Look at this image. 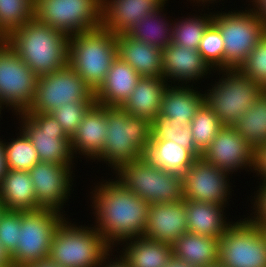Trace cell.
<instances>
[{
  "label": "cell",
  "mask_w": 266,
  "mask_h": 267,
  "mask_svg": "<svg viewBox=\"0 0 266 267\" xmlns=\"http://www.w3.org/2000/svg\"><path fill=\"white\" fill-rule=\"evenodd\" d=\"M4 142L0 140V183L2 182L3 176L7 171Z\"/></svg>",
  "instance_id": "obj_47"
},
{
  "label": "cell",
  "mask_w": 266,
  "mask_h": 267,
  "mask_svg": "<svg viewBox=\"0 0 266 267\" xmlns=\"http://www.w3.org/2000/svg\"><path fill=\"white\" fill-rule=\"evenodd\" d=\"M213 22V14L189 17L180 20L172 27V43L188 49H198L207 27Z\"/></svg>",
  "instance_id": "obj_36"
},
{
  "label": "cell",
  "mask_w": 266,
  "mask_h": 267,
  "mask_svg": "<svg viewBox=\"0 0 266 267\" xmlns=\"http://www.w3.org/2000/svg\"><path fill=\"white\" fill-rule=\"evenodd\" d=\"M68 224L65 219L57 228L48 258L62 267H100L112 246L95 226Z\"/></svg>",
  "instance_id": "obj_5"
},
{
  "label": "cell",
  "mask_w": 266,
  "mask_h": 267,
  "mask_svg": "<svg viewBox=\"0 0 266 267\" xmlns=\"http://www.w3.org/2000/svg\"><path fill=\"white\" fill-rule=\"evenodd\" d=\"M212 23L224 41V69H238L266 34V26L253 8L214 14Z\"/></svg>",
  "instance_id": "obj_8"
},
{
  "label": "cell",
  "mask_w": 266,
  "mask_h": 267,
  "mask_svg": "<svg viewBox=\"0 0 266 267\" xmlns=\"http://www.w3.org/2000/svg\"><path fill=\"white\" fill-rule=\"evenodd\" d=\"M228 173L197 158L182 175L183 199L226 206L228 195H231Z\"/></svg>",
  "instance_id": "obj_15"
},
{
  "label": "cell",
  "mask_w": 266,
  "mask_h": 267,
  "mask_svg": "<svg viewBox=\"0 0 266 267\" xmlns=\"http://www.w3.org/2000/svg\"><path fill=\"white\" fill-rule=\"evenodd\" d=\"M34 17L73 36L102 27V0H35Z\"/></svg>",
  "instance_id": "obj_9"
},
{
  "label": "cell",
  "mask_w": 266,
  "mask_h": 267,
  "mask_svg": "<svg viewBox=\"0 0 266 267\" xmlns=\"http://www.w3.org/2000/svg\"><path fill=\"white\" fill-rule=\"evenodd\" d=\"M254 148L233 126L224 125L201 154V158L224 171L233 173L254 167Z\"/></svg>",
  "instance_id": "obj_16"
},
{
  "label": "cell",
  "mask_w": 266,
  "mask_h": 267,
  "mask_svg": "<svg viewBox=\"0 0 266 267\" xmlns=\"http://www.w3.org/2000/svg\"><path fill=\"white\" fill-rule=\"evenodd\" d=\"M71 166L39 161L31 170L30 177L37 199L42 209L62 211L71 188Z\"/></svg>",
  "instance_id": "obj_17"
},
{
  "label": "cell",
  "mask_w": 266,
  "mask_h": 267,
  "mask_svg": "<svg viewBox=\"0 0 266 267\" xmlns=\"http://www.w3.org/2000/svg\"><path fill=\"white\" fill-rule=\"evenodd\" d=\"M69 38L34 17L5 40L33 72L42 76L68 65Z\"/></svg>",
  "instance_id": "obj_2"
},
{
  "label": "cell",
  "mask_w": 266,
  "mask_h": 267,
  "mask_svg": "<svg viewBox=\"0 0 266 267\" xmlns=\"http://www.w3.org/2000/svg\"><path fill=\"white\" fill-rule=\"evenodd\" d=\"M204 103V94L185 86L168 85L162 96L158 116L174 119V122H187L189 125L196 112Z\"/></svg>",
  "instance_id": "obj_27"
},
{
  "label": "cell",
  "mask_w": 266,
  "mask_h": 267,
  "mask_svg": "<svg viewBox=\"0 0 266 267\" xmlns=\"http://www.w3.org/2000/svg\"><path fill=\"white\" fill-rule=\"evenodd\" d=\"M117 58L116 34L103 27L70 36L68 65L96 91Z\"/></svg>",
  "instance_id": "obj_4"
},
{
  "label": "cell",
  "mask_w": 266,
  "mask_h": 267,
  "mask_svg": "<svg viewBox=\"0 0 266 267\" xmlns=\"http://www.w3.org/2000/svg\"><path fill=\"white\" fill-rule=\"evenodd\" d=\"M198 51L211 68L224 69V41L213 23L205 30Z\"/></svg>",
  "instance_id": "obj_38"
},
{
  "label": "cell",
  "mask_w": 266,
  "mask_h": 267,
  "mask_svg": "<svg viewBox=\"0 0 266 267\" xmlns=\"http://www.w3.org/2000/svg\"><path fill=\"white\" fill-rule=\"evenodd\" d=\"M162 65L163 78L166 82L173 78V81H183L186 86L191 80L200 79L211 71L209 69H213L203 59L198 49H188L173 43L162 50Z\"/></svg>",
  "instance_id": "obj_20"
},
{
  "label": "cell",
  "mask_w": 266,
  "mask_h": 267,
  "mask_svg": "<svg viewBox=\"0 0 266 267\" xmlns=\"http://www.w3.org/2000/svg\"><path fill=\"white\" fill-rule=\"evenodd\" d=\"M167 0H102V27L124 34L148 15L161 10Z\"/></svg>",
  "instance_id": "obj_19"
},
{
  "label": "cell",
  "mask_w": 266,
  "mask_h": 267,
  "mask_svg": "<svg viewBox=\"0 0 266 267\" xmlns=\"http://www.w3.org/2000/svg\"><path fill=\"white\" fill-rule=\"evenodd\" d=\"M5 209H4V205H3V203L1 202V200H0V215H1V213L4 211Z\"/></svg>",
  "instance_id": "obj_51"
},
{
  "label": "cell",
  "mask_w": 266,
  "mask_h": 267,
  "mask_svg": "<svg viewBox=\"0 0 266 267\" xmlns=\"http://www.w3.org/2000/svg\"><path fill=\"white\" fill-rule=\"evenodd\" d=\"M143 157L152 166L181 176L196 160L187 149L166 139H150Z\"/></svg>",
  "instance_id": "obj_28"
},
{
  "label": "cell",
  "mask_w": 266,
  "mask_h": 267,
  "mask_svg": "<svg viewBox=\"0 0 266 267\" xmlns=\"http://www.w3.org/2000/svg\"><path fill=\"white\" fill-rule=\"evenodd\" d=\"M127 241H130L128 244ZM122 257L130 267H165L173 255L172 245L154 241L144 236L126 240Z\"/></svg>",
  "instance_id": "obj_30"
},
{
  "label": "cell",
  "mask_w": 266,
  "mask_h": 267,
  "mask_svg": "<svg viewBox=\"0 0 266 267\" xmlns=\"http://www.w3.org/2000/svg\"><path fill=\"white\" fill-rule=\"evenodd\" d=\"M167 87L168 83L163 77L141 76L121 108L131 116L144 117L152 122L159 115L162 96Z\"/></svg>",
  "instance_id": "obj_24"
},
{
  "label": "cell",
  "mask_w": 266,
  "mask_h": 267,
  "mask_svg": "<svg viewBox=\"0 0 266 267\" xmlns=\"http://www.w3.org/2000/svg\"><path fill=\"white\" fill-rule=\"evenodd\" d=\"M253 4L256 8H253V10L266 26V0H256Z\"/></svg>",
  "instance_id": "obj_44"
},
{
  "label": "cell",
  "mask_w": 266,
  "mask_h": 267,
  "mask_svg": "<svg viewBox=\"0 0 266 267\" xmlns=\"http://www.w3.org/2000/svg\"><path fill=\"white\" fill-rule=\"evenodd\" d=\"M162 10L163 9L148 15L138 24H135L131 29H129L126 34L135 40L145 42L163 50L172 43L173 25L171 23L169 25L168 21L161 18L163 17L160 13L163 12Z\"/></svg>",
  "instance_id": "obj_32"
},
{
  "label": "cell",
  "mask_w": 266,
  "mask_h": 267,
  "mask_svg": "<svg viewBox=\"0 0 266 267\" xmlns=\"http://www.w3.org/2000/svg\"><path fill=\"white\" fill-rule=\"evenodd\" d=\"M224 207L226 206L186 200L188 232L211 238H221L232 223L225 221Z\"/></svg>",
  "instance_id": "obj_26"
},
{
  "label": "cell",
  "mask_w": 266,
  "mask_h": 267,
  "mask_svg": "<svg viewBox=\"0 0 266 267\" xmlns=\"http://www.w3.org/2000/svg\"><path fill=\"white\" fill-rule=\"evenodd\" d=\"M197 1V3H199V2H202V4L203 3H208V1H209V3H210V1H214V0H196ZM216 1V0H215Z\"/></svg>",
  "instance_id": "obj_52"
},
{
  "label": "cell",
  "mask_w": 266,
  "mask_h": 267,
  "mask_svg": "<svg viewBox=\"0 0 266 267\" xmlns=\"http://www.w3.org/2000/svg\"><path fill=\"white\" fill-rule=\"evenodd\" d=\"M22 225V211L4 210L0 215V244L11 256L19 243V230Z\"/></svg>",
  "instance_id": "obj_40"
},
{
  "label": "cell",
  "mask_w": 266,
  "mask_h": 267,
  "mask_svg": "<svg viewBox=\"0 0 266 267\" xmlns=\"http://www.w3.org/2000/svg\"><path fill=\"white\" fill-rule=\"evenodd\" d=\"M64 220L61 212L53 209L22 211L19 243L10 256L12 267H22L48 258L54 234Z\"/></svg>",
  "instance_id": "obj_10"
},
{
  "label": "cell",
  "mask_w": 266,
  "mask_h": 267,
  "mask_svg": "<svg viewBox=\"0 0 266 267\" xmlns=\"http://www.w3.org/2000/svg\"><path fill=\"white\" fill-rule=\"evenodd\" d=\"M262 228H263L264 233L266 234V227H262Z\"/></svg>",
  "instance_id": "obj_53"
},
{
  "label": "cell",
  "mask_w": 266,
  "mask_h": 267,
  "mask_svg": "<svg viewBox=\"0 0 266 267\" xmlns=\"http://www.w3.org/2000/svg\"><path fill=\"white\" fill-rule=\"evenodd\" d=\"M38 75L6 42L0 41V108L6 105L25 113L31 106L37 88ZM18 112V113H17Z\"/></svg>",
  "instance_id": "obj_12"
},
{
  "label": "cell",
  "mask_w": 266,
  "mask_h": 267,
  "mask_svg": "<svg viewBox=\"0 0 266 267\" xmlns=\"http://www.w3.org/2000/svg\"><path fill=\"white\" fill-rule=\"evenodd\" d=\"M0 267H12L10 256L5 252L0 244Z\"/></svg>",
  "instance_id": "obj_49"
},
{
  "label": "cell",
  "mask_w": 266,
  "mask_h": 267,
  "mask_svg": "<svg viewBox=\"0 0 266 267\" xmlns=\"http://www.w3.org/2000/svg\"><path fill=\"white\" fill-rule=\"evenodd\" d=\"M19 116L24 123L20 129L30 139L40 161L72 167L74 156L70 138L50 113L25 112Z\"/></svg>",
  "instance_id": "obj_14"
},
{
  "label": "cell",
  "mask_w": 266,
  "mask_h": 267,
  "mask_svg": "<svg viewBox=\"0 0 266 267\" xmlns=\"http://www.w3.org/2000/svg\"><path fill=\"white\" fill-rule=\"evenodd\" d=\"M219 243L220 238L186 232L172 244V252L181 260L204 267L218 262Z\"/></svg>",
  "instance_id": "obj_29"
},
{
  "label": "cell",
  "mask_w": 266,
  "mask_h": 267,
  "mask_svg": "<svg viewBox=\"0 0 266 267\" xmlns=\"http://www.w3.org/2000/svg\"><path fill=\"white\" fill-rule=\"evenodd\" d=\"M253 170L257 171L258 176L260 174L261 184H266V144L255 149Z\"/></svg>",
  "instance_id": "obj_43"
},
{
  "label": "cell",
  "mask_w": 266,
  "mask_h": 267,
  "mask_svg": "<svg viewBox=\"0 0 266 267\" xmlns=\"http://www.w3.org/2000/svg\"><path fill=\"white\" fill-rule=\"evenodd\" d=\"M22 267H62V266H60L57 263L53 262L49 258H46L43 261L26 264V265H24Z\"/></svg>",
  "instance_id": "obj_48"
},
{
  "label": "cell",
  "mask_w": 266,
  "mask_h": 267,
  "mask_svg": "<svg viewBox=\"0 0 266 267\" xmlns=\"http://www.w3.org/2000/svg\"><path fill=\"white\" fill-rule=\"evenodd\" d=\"M117 56L140 76L163 77L162 49L140 42L126 33L116 34Z\"/></svg>",
  "instance_id": "obj_23"
},
{
  "label": "cell",
  "mask_w": 266,
  "mask_h": 267,
  "mask_svg": "<svg viewBox=\"0 0 266 267\" xmlns=\"http://www.w3.org/2000/svg\"><path fill=\"white\" fill-rule=\"evenodd\" d=\"M225 267H266V234L249 218L232 223L222 234L219 260Z\"/></svg>",
  "instance_id": "obj_11"
},
{
  "label": "cell",
  "mask_w": 266,
  "mask_h": 267,
  "mask_svg": "<svg viewBox=\"0 0 266 267\" xmlns=\"http://www.w3.org/2000/svg\"><path fill=\"white\" fill-rule=\"evenodd\" d=\"M106 135V107L95 103L70 138L73 156L78 151L90 159H96L104 149Z\"/></svg>",
  "instance_id": "obj_21"
},
{
  "label": "cell",
  "mask_w": 266,
  "mask_h": 267,
  "mask_svg": "<svg viewBox=\"0 0 266 267\" xmlns=\"http://www.w3.org/2000/svg\"><path fill=\"white\" fill-rule=\"evenodd\" d=\"M204 267H225V266L218 261V262H216L214 264H210V265L204 266Z\"/></svg>",
  "instance_id": "obj_50"
},
{
  "label": "cell",
  "mask_w": 266,
  "mask_h": 267,
  "mask_svg": "<svg viewBox=\"0 0 266 267\" xmlns=\"http://www.w3.org/2000/svg\"><path fill=\"white\" fill-rule=\"evenodd\" d=\"M4 150L8 170L29 171L40 161L36 149L23 131L12 142H5Z\"/></svg>",
  "instance_id": "obj_37"
},
{
  "label": "cell",
  "mask_w": 266,
  "mask_h": 267,
  "mask_svg": "<svg viewBox=\"0 0 266 267\" xmlns=\"http://www.w3.org/2000/svg\"><path fill=\"white\" fill-rule=\"evenodd\" d=\"M0 200L6 210L36 211L37 204L33 182L28 171L7 170L0 183Z\"/></svg>",
  "instance_id": "obj_25"
},
{
  "label": "cell",
  "mask_w": 266,
  "mask_h": 267,
  "mask_svg": "<svg viewBox=\"0 0 266 267\" xmlns=\"http://www.w3.org/2000/svg\"><path fill=\"white\" fill-rule=\"evenodd\" d=\"M172 140L187 149L196 159L201 157V153L196 149L192 131L187 122L177 123L174 119L157 116L151 122V138Z\"/></svg>",
  "instance_id": "obj_33"
},
{
  "label": "cell",
  "mask_w": 266,
  "mask_h": 267,
  "mask_svg": "<svg viewBox=\"0 0 266 267\" xmlns=\"http://www.w3.org/2000/svg\"><path fill=\"white\" fill-rule=\"evenodd\" d=\"M189 126L192 131L195 147L202 154L224 125L204 102Z\"/></svg>",
  "instance_id": "obj_35"
},
{
  "label": "cell",
  "mask_w": 266,
  "mask_h": 267,
  "mask_svg": "<svg viewBox=\"0 0 266 267\" xmlns=\"http://www.w3.org/2000/svg\"><path fill=\"white\" fill-rule=\"evenodd\" d=\"M226 77L204 94V102L223 125L232 126L244 115L265 91L239 69H220ZM210 91V92H209Z\"/></svg>",
  "instance_id": "obj_6"
},
{
  "label": "cell",
  "mask_w": 266,
  "mask_h": 267,
  "mask_svg": "<svg viewBox=\"0 0 266 267\" xmlns=\"http://www.w3.org/2000/svg\"><path fill=\"white\" fill-rule=\"evenodd\" d=\"M107 256H110V254L108 253L104 258H103V262L102 264H100V267H130V265L127 263V261L122 257V256H119V259L117 261H109L108 259L110 257H107ZM106 259L108 260V264L106 262ZM110 262V263H109ZM106 263V265H105ZM105 265V266H104Z\"/></svg>",
  "instance_id": "obj_45"
},
{
  "label": "cell",
  "mask_w": 266,
  "mask_h": 267,
  "mask_svg": "<svg viewBox=\"0 0 266 267\" xmlns=\"http://www.w3.org/2000/svg\"><path fill=\"white\" fill-rule=\"evenodd\" d=\"M118 181L149 204L183 199L182 176L152 166L144 157L122 165Z\"/></svg>",
  "instance_id": "obj_7"
},
{
  "label": "cell",
  "mask_w": 266,
  "mask_h": 267,
  "mask_svg": "<svg viewBox=\"0 0 266 267\" xmlns=\"http://www.w3.org/2000/svg\"><path fill=\"white\" fill-rule=\"evenodd\" d=\"M141 76L118 56L113 61L104 82L95 91L96 104L121 107L135 89Z\"/></svg>",
  "instance_id": "obj_22"
},
{
  "label": "cell",
  "mask_w": 266,
  "mask_h": 267,
  "mask_svg": "<svg viewBox=\"0 0 266 267\" xmlns=\"http://www.w3.org/2000/svg\"><path fill=\"white\" fill-rule=\"evenodd\" d=\"M95 101V91L69 65L39 76L35 98L26 112L51 113L65 102Z\"/></svg>",
  "instance_id": "obj_13"
},
{
  "label": "cell",
  "mask_w": 266,
  "mask_h": 267,
  "mask_svg": "<svg viewBox=\"0 0 266 267\" xmlns=\"http://www.w3.org/2000/svg\"><path fill=\"white\" fill-rule=\"evenodd\" d=\"M165 267H197L189 262H186L184 260H181L180 258H177L176 256L172 255L169 258V261L167 262Z\"/></svg>",
  "instance_id": "obj_46"
},
{
  "label": "cell",
  "mask_w": 266,
  "mask_h": 267,
  "mask_svg": "<svg viewBox=\"0 0 266 267\" xmlns=\"http://www.w3.org/2000/svg\"><path fill=\"white\" fill-rule=\"evenodd\" d=\"M259 190L257 191L258 193L257 196L254 197V205L253 209L254 211V216L251 217L249 220L252 221L255 225L260 226V227H266V184H262L259 186ZM257 213V214H256Z\"/></svg>",
  "instance_id": "obj_42"
},
{
  "label": "cell",
  "mask_w": 266,
  "mask_h": 267,
  "mask_svg": "<svg viewBox=\"0 0 266 267\" xmlns=\"http://www.w3.org/2000/svg\"><path fill=\"white\" fill-rule=\"evenodd\" d=\"M254 150L266 144V91L240 119L232 125Z\"/></svg>",
  "instance_id": "obj_31"
},
{
  "label": "cell",
  "mask_w": 266,
  "mask_h": 267,
  "mask_svg": "<svg viewBox=\"0 0 266 267\" xmlns=\"http://www.w3.org/2000/svg\"><path fill=\"white\" fill-rule=\"evenodd\" d=\"M106 119L104 149L96 159L108 162L115 171L128 162L142 159L150 143L151 121L131 116L121 107H106Z\"/></svg>",
  "instance_id": "obj_3"
},
{
  "label": "cell",
  "mask_w": 266,
  "mask_h": 267,
  "mask_svg": "<svg viewBox=\"0 0 266 267\" xmlns=\"http://www.w3.org/2000/svg\"><path fill=\"white\" fill-rule=\"evenodd\" d=\"M238 69L266 91V34Z\"/></svg>",
  "instance_id": "obj_41"
},
{
  "label": "cell",
  "mask_w": 266,
  "mask_h": 267,
  "mask_svg": "<svg viewBox=\"0 0 266 267\" xmlns=\"http://www.w3.org/2000/svg\"><path fill=\"white\" fill-rule=\"evenodd\" d=\"M95 103L96 101L65 102L50 114L60 123L65 134L71 138L82 122L85 114Z\"/></svg>",
  "instance_id": "obj_39"
},
{
  "label": "cell",
  "mask_w": 266,
  "mask_h": 267,
  "mask_svg": "<svg viewBox=\"0 0 266 267\" xmlns=\"http://www.w3.org/2000/svg\"><path fill=\"white\" fill-rule=\"evenodd\" d=\"M35 0H0V38L34 18Z\"/></svg>",
  "instance_id": "obj_34"
},
{
  "label": "cell",
  "mask_w": 266,
  "mask_h": 267,
  "mask_svg": "<svg viewBox=\"0 0 266 267\" xmlns=\"http://www.w3.org/2000/svg\"><path fill=\"white\" fill-rule=\"evenodd\" d=\"M93 190L95 230L111 246L114 242L143 236L148 222L149 203L128 190L121 182L106 181ZM121 241V242H119Z\"/></svg>",
  "instance_id": "obj_1"
},
{
  "label": "cell",
  "mask_w": 266,
  "mask_h": 267,
  "mask_svg": "<svg viewBox=\"0 0 266 267\" xmlns=\"http://www.w3.org/2000/svg\"><path fill=\"white\" fill-rule=\"evenodd\" d=\"M186 232L188 230L185 199L149 205L144 237L172 245Z\"/></svg>",
  "instance_id": "obj_18"
}]
</instances>
